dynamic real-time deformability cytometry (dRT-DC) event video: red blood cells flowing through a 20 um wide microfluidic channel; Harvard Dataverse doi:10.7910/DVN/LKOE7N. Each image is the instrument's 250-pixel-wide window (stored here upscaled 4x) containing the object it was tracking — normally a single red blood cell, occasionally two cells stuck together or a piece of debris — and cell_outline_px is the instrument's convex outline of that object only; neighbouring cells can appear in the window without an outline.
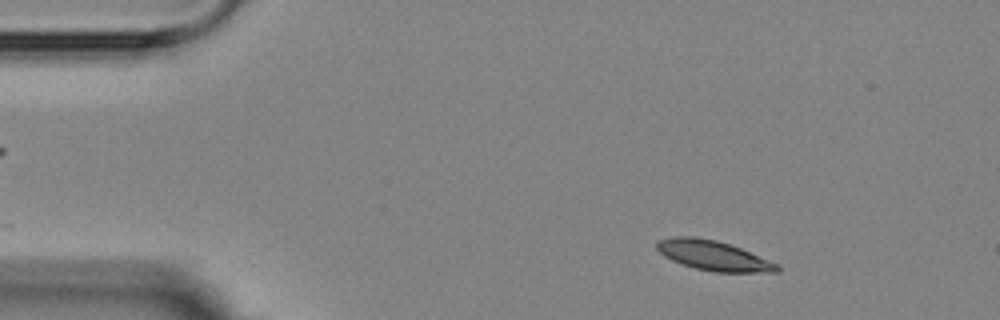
{"species": "Egyptian fruit bat (a non-hibernating species)", "species_latin": "Rousettus aegyptiacus", "temperature_condition": "room temperature", "stored_images_in_passage": 7, "camera_frame_rate_fps": 3000, "um_per_image_px": 0.085, "animal": {"sex": "female"}, "frame": {"image": 1, "passage_image": 1, "time_ms": 0.0, "image_size_px": [1000, 320], "cell_outline_px": [[780, 272], [712, 272], [696, 268], [672, 260], [664, 256], [656, 248], [656, 244], [660, 240], [672, 236], [692, 236], [716, 240], [740, 248], [768, 260], [776, 264], [780, 268]], "centroid_in_image_um": [60.61, 21.72], "position_along_channel_um": 24.4, "area_um2": 20.58}}
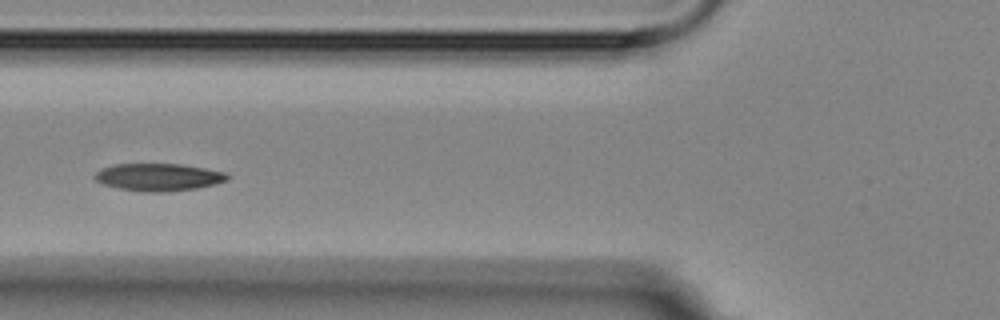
{"frame": {"image": 2, "passage_image": 5, "time_ms": 4.333, "image_size_px": [1000, 320], "cell_outline_px": [[232, 176], [228, 180], [216, 184], [196, 188], [168, 192], [144, 192], [120, 188], [104, 184], [96, 180], [92, 176], [96, 172], [104, 168], [116, 164], [180, 164], [204, 168], [224, 172]], "centroid_in_image_um": [13.51, 15.06], "position_along_channel_um": 112.3, "area_um2": 21.15}}
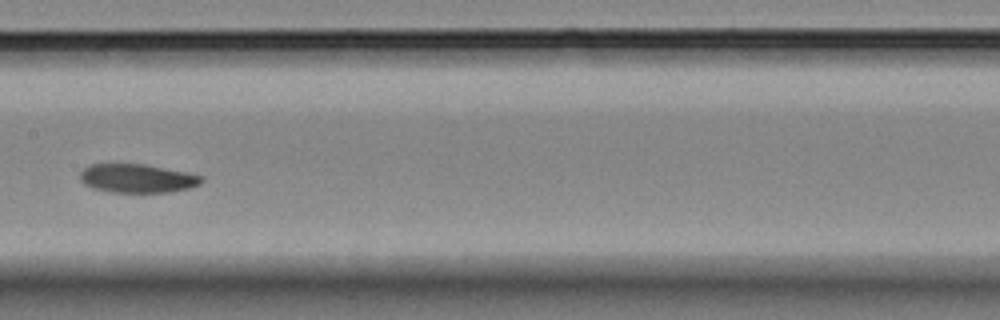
{"frame": {"image": 3, "passage_image": 7, "time_ms": 6.667, "image_size_px": [1000, 320], "cell_outline_px": [[204, 180], [200, 184], [188, 188], [172, 192], [108, 192], [92, 188], [84, 184], [80, 180], [80, 172], [84, 168], [92, 164], [144, 164], [188, 172], [204, 176]], "centroid_in_image_um": [11.68, 15.16], "position_along_channel_um": 195.7, "area_um2": 20.46}}